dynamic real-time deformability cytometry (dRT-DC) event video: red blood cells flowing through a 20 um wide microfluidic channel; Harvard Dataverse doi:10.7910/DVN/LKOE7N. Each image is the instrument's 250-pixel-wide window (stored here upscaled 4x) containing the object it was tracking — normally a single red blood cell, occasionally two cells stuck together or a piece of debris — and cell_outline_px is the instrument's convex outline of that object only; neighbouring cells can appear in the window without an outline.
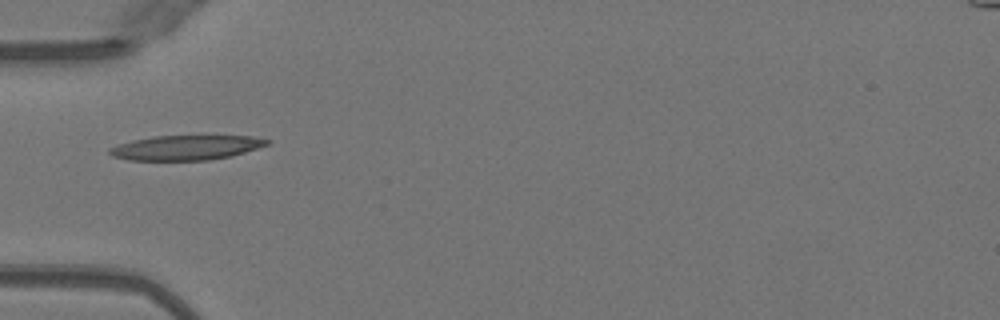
{"species": "Egyptian fruit bat (a non-hibernating species)", "species_latin": "Rousettus aegyptiacus", "temperature_condition": "warm", "stored_images_in_passage": 35, "camera_frame_rate_fps": 3000, "um_per_image_px": 0.085, "animal": {"sex": "female"}, "frame": {"image": 1, "passage_image": 1, "time_ms": 0.0, "image_size_px": [1000, 320], "cell_outline_px": [[272, 140], [268, 144], [232, 156], [208, 160], [128, 160], [112, 156], [108, 152], [108, 148], [132, 140], [152, 136], [252, 136]], "centroid_in_image_um": [15.79, 12.55], "position_along_channel_um": 69.2, "area_um2": 22.6}}
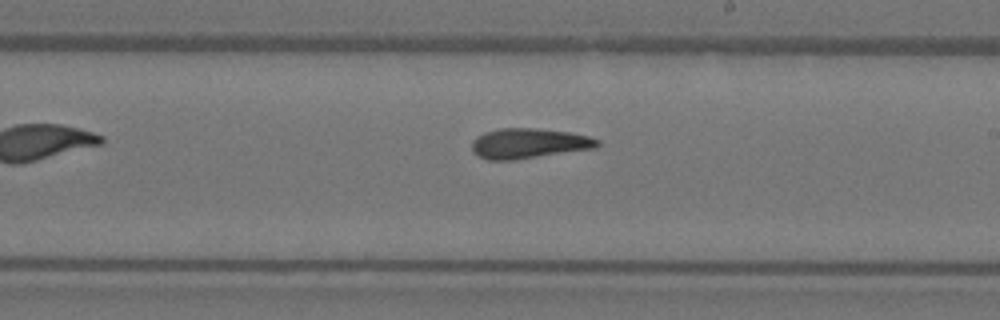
{"frame": {"image": 2, "passage_image": 14, "time_ms": 4.333, "image_size_px": [1000, 320], "cell_outline_px": [[600, 144], [596, 148], [516, 160], [488, 160], [472, 152], [472, 140], [476, 136], [484, 132], [500, 128], [536, 128], [568, 132], [588, 136], [600, 140]], "centroid_in_image_um": [44.94, 12.19], "position_along_channel_um": 244.1, "area_um2": 22.2}}
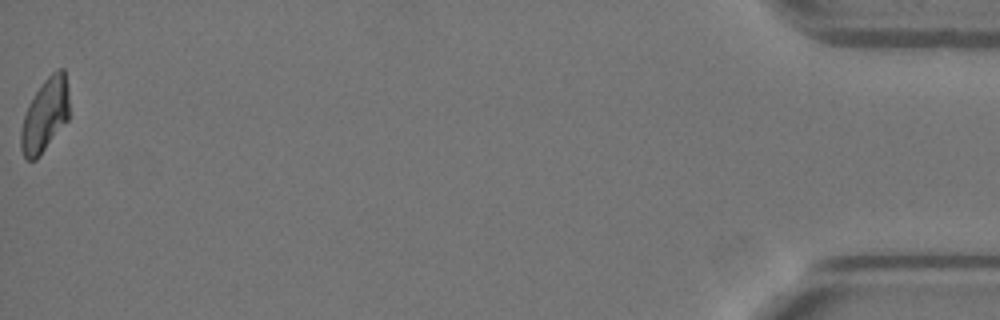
{"frame": {"image": 3, "passage_image": 35, "time_ms": 11.333, "image_size_px": [1000, 320], "cell_outline_px": [[68, 120], [40, 156], [36, 160], [28, 160], [24, 156], [20, 148], [20, 128], [28, 104], [44, 80], [56, 68], [64, 68], [68, 88]], "centroid_in_image_um": [3.82, 9.79], "position_along_channel_um": 431.4, "area_um2": 20.75}, "authors_computed_cell_mechanics": {"area_um2": 21.6172, "velocity_mm_per_s": 4.0152, "shape_relaxation_time_tau1_ms": 10.7449, "shape_relaxation_time_tau2_ms": 3.3808, "deformation_change_tau1": 0.2999, "deformation_change_tau2": 0.1308}}